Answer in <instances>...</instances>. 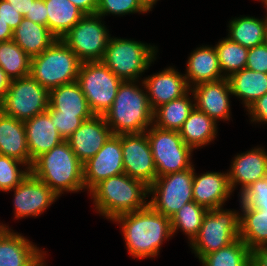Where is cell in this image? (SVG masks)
<instances>
[{
    "label": "cell",
    "mask_w": 267,
    "mask_h": 266,
    "mask_svg": "<svg viewBox=\"0 0 267 266\" xmlns=\"http://www.w3.org/2000/svg\"><path fill=\"white\" fill-rule=\"evenodd\" d=\"M152 9L144 0H98L96 14L105 19L108 15L126 16L130 14L150 13Z\"/></svg>",
    "instance_id": "74e56055"
},
{
    "label": "cell",
    "mask_w": 267,
    "mask_h": 266,
    "mask_svg": "<svg viewBox=\"0 0 267 266\" xmlns=\"http://www.w3.org/2000/svg\"><path fill=\"white\" fill-rule=\"evenodd\" d=\"M154 111L142 80L123 81L104 118L112 134L144 133L153 124Z\"/></svg>",
    "instance_id": "3957f363"
},
{
    "label": "cell",
    "mask_w": 267,
    "mask_h": 266,
    "mask_svg": "<svg viewBox=\"0 0 267 266\" xmlns=\"http://www.w3.org/2000/svg\"><path fill=\"white\" fill-rule=\"evenodd\" d=\"M246 111L251 124H267V93L253 102Z\"/></svg>",
    "instance_id": "b9f144b4"
},
{
    "label": "cell",
    "mask_w": 267,
    "mask_h": 266,
    "mask_svg": "<svg viewBox=\"0 0 267 266\" xmlns=\"http://www.w3.org/2000/svg\"><path fill=\"white\" fill-rule=\"evenodd\" d=\"M111 135L104 116L94 115L84 121L67 141L76 157L84 164L99 152Z\"/></svg>",
    "instance_id": "d6986e66"
},
{
    "label": "cell",
    "mask_w": 267,
    "mask_h": 266,
    "mask_svg": "<svg viewBox=\"0 0 267 266\" xmlns=\"http://www.w3.org/2000/svg\"><path fill=\"white\" fill-rule=\"evenodd\" d=\"M13 30L0 18V42L12 40Z\"/></svg>",
    "instance_id": "681fc988"
},
{
    "label": "cell",
    "mask_w": 267,
    "mask_h": 266,
    "mask_svg": "<svg viewBox=\"0 0 267 266\" xmlns=\"http://www.w3.org/2000/svg\"><path fill=\"white\" fill-rule=\"evenodd\" d=\"M194 165L187 170L157 177L149 186L148 204L157 212L171 218L183 205L193 199Z\"/></svg>",
    "instance_id": "30bf717a"
},
{
    "label": "cell",
    "mask_w": 267,
    "mask_h": 266,
    "mask_svg": "<svg viewBox=\"0 0 267 266\" xmlns=\"http://www.w3.org/2000/svg\"><path fill=\"white\" fill-rule=\"evenodd\" d=\"M264 18L240 15L228 21L227 36L230 40L246 47L253 48L265 43L267 13Z\"/></svg>",
    "instance_id": "f1b7e54d"
},
{
    "label": "cell",
    "mask_w": 267,
    "mask_h": 266,
    "mask_svg": "<svg viewBox=\"0 0 267 266\" xmlns=\"http://www.w3.org/2000/svg\"><path fill=\"white\" fill-rule=\"evenodd\" d=\"M76 81L97 116H104L110 109L123 82L102 61L83 62Z\"/></svg>",
    "instance_id": "ba28073f"
},
{
    "label": "cell",
    "mask_w": 267,
    "mask_h": 266,
    "mask_svg": "<svg viewBox=\"0 0 267 266\" xmlns=\"http://www.w3.org/2000/svg\"><path fill=\"white\" fill-rule=\"evenodd\" d=\"M49 106V91L30 75L10 82L0 111L17 120L25 121L44 113Z\"/></svg>",
    "instance_id": "7c38bea8"
},
{
    "label": "cell",
    "mask_w": 267,
    "mask_h": 266,
    "mask_svg": "<svg viewBox=\"0 0 267 266\" xmlns=\"http://www.w3.org/2000/svg\"><path fill=\"white\" fill-rule=\"evenodd\" d=\"M49 105L59 115L93 117L87 99L77 81L63 84L49 91Z\"/></svg>",
    "instance_id": "d4e9b609"
},
{
    "label": "cell",
    "mask_w": 267,
    "mask_h": 266,
    "mask_svg": "<svg viewBox=\"0 0 267 266\" xmlns=\"http://www.w3.org/2000/svg\"><path fill=\"white\" fill-rule=\"evenodd\" d=\"M47 259V257L45 256L36 266H48V265H46L47 263H46V259Z\"/></svg>",
    "instance_id": "f5cc1de1"
},
{
    "label": "cell",
    "mask_w": 267,
    "mask_h": 266,
    "mask_svg": "<svg viewBox=\"0 0 267 266\" xmlns=\"http://www.w3.org/2000/svg\"><path fill=\"white\" fill-rule=\"evenodd\" d=\"M11 79L6 75L3 69L0 68V103L4 100L9 89Z\"/></svg>",
    "instance_id": "c3c4849f"
},
{
    "label": "cell",
    "mask_w": 267,
    "mask_h": 266,
    "mask_svg": "<svg viewBox=\"0 0 267 266\" xmlns=\"http://www.w3.org/2000/svg\"><path fill=\"white\" fill-rule=\"evenodd\" d=\"M251 261L252 251L240 238L199 260L201 266H251Z\"/></svg>",
    "instance_id": "d6a6232c"
},
{
    "label": "cell",
    "mask_w": 267,
    "mask_h": 266,
    "mask_svg": "<svg viewBox=\"0 0 267 266\" xmlns=\"http://www.w3.org/2000/svg\"><path fill=\"white\" fill-rule=\"evenodd\" d=\"M160 0H144V2L151 8H154V5L156 6V3Z\"/></svg>",
    "instance_id": "816d5d0a"
},
{
    "label": "cell",
    "mask_w": 267,
    "mask_h": 266,
    "mask_svg": "<svg viewBox=\"0 0 267 266\" xmlns=\"http://www.w3.org/2000/svg\"><path fill=\"white\" fill-rule=\"evenodd\" d=\"M143 83L153 111L158 107L178 99L189 90L185 75L175 66H168L164 70L143 77Z\"/></svg>",
    "instance_id": "e0dca14e"
},
{
    "label": "cell",
    "mask_w": 267,
    "mask_h": 266,
    "mask_svg": "<svg viewBox=\"0 0 267 266\" xmlns=\"http://www.w3.org/2000/svg\"><path fill=\"white\" fill-rule=\"evenodd\" d=\"M214 47L217 52L219 67L225 78L245 68L248 48L228 37L221 38Z\"/></svg>",
    "instance_id": "d590c367"
},
{
    "label": "cell",
    "mask_w": 267,
    "mask_h": 266,
    "mask_svg": "<svg viewBox=\"0 0 267 266\" xmlns=\"http://www.w3.org/2000/svg\"><path fill=\"white\" fill-rule=\"evenodd\" d=\"M178 132L186 145L198 150L217 138L218 123L194 108Z\"/></svg>",
    "instance_id": "484cf974"
},
{
    "label": "cell",
    "mask_w": 267,
    "mask_h": 266,
    "mask_svg": "<svg viewBox=\"0 0 267 266\" xmlns=\"http://www.w3.org/2000/svg\"><path fill=\"white\" fill-rule=\"evenodd\" d=\"M30 62L31 57L13 40L0 42V68L11 80L28 76Z\"/></svg>",
    "instance_id": "e575fe53"
},
{
    "label": "cell",
    "mask_w": 267,
    "mask_h": 266,
    "mask_svg": "<svg viewBox=\"0 0 267 266\" xmlns=\"http://www.w3.org/2000/svg\"><path fill=\"white\" fill-rule=\"evenodd\" d=\"M266 9L265 11L267 12V7H264ZM265 43L267 44V23H266V32H265Z\"/></svg>",
    "instance_id": "db71d44e"
},
{
    "label": "cell",
    "mask_w": 267,
    "mask_h": 266,
    "mask_svg": "<svg viewBox=\"0 0 267 266\" xmlns=\"http://www.w3.org/2000/svg\"><path fill=\"white\" fill-rule=\"evenodd\" d=\"M95 211L109 221L148 205L149 186L123 173L96 184L89 192Z\"/></svg>",
    "instance_id": "7a4b0ae2"
},
{
    "label": "cell",
    "mask_w": 267,
    "mask_h": 266,
    "mask_svg": "<svg viewBox=\"0 0 267 266\" xmlns=\"http://www.w3.org/2000/svg\"><path fill=\"white\" fill-rule=\"evenodd\" d=\"M190 90L194 96V106L217 123L231 120V97L233 96L227 78L200 83ZM220 120V121H219Z\"/></svg>",
    "instance_id": "2e32d148"
},
{
    "label": "cell",
    "mask_w": 267,
    "mask_h": 266,
    "mask_svg": "<svg viewBox=\"0 0 267 266\" xmlns=\"http://www.w3.org/2000/svg\"><path fill=\"white\" fill-rule=\"evenodd\" d=\"M158 52L155 44L110 36L101 61L121 80L138 81L143 80Z\"/></svg>",
    "instance_id": "5b68a950"
},
{
    "label": "cell",
    "mask_w": 267,
    "mask_h": 266,
    "mask_svg": "<svg viewBox=\"0 0 267 266\" xmlns=\"http://www.w3.org/2000/svg\"><path fill=\"white\" fill-rule=\"evenodd\" d=\"M21 167V168H20ZM30 173V168L23 162L0 154V191L10 193Z\"/></svg>",
    "instance_id": "8d00e7d4"
},
{
    "label": "cell",
    "mask_w": 267,
    "mask_h": 266,
    "mask_svg": "<svg viewBox=\"0 0 267 266\" xmlns=\"http://www.w3.org/2000/svg\"><path fill=\"white\" fill-rule=\"evenodd\" d=\"M51 116V122L55 125L60 136L67 140L73 132H75L81 124L92 117H76L75 115H59L50 105L48 110Z\"/></svg>",
    "instance_id": "ab89813d"
},
{
    "label": "cell",
    "mask_w": 267,
    "mask_h": 266,
    "mask_svg": "<svg viewBox=\"0 0 267 266\" xmlns=\"http://www.w3.org/2000/svg\"><path fill=\"white\" fill-rule=\"evenodd\" d=\"M147 134L157 177L190 169L193 166V149L186 145L178 131L160 129L153 124Z\"/></svg>",
    "instance_id": "9c48e42d"
},
{
    "label": "cell",
    "mask_w": 267,
    "mask_h": 266,
    "mask_svg": "<svg viewBox=\"0 0 267 266\" xmlns=\"http://www.w3.org/2000/svg\"><path fill=\"white\" fill-rule=\"evenodd\" d=\"M207 211V208L197 204L195 201L183 205V207L171 217L173 236L180 230V232H183V234L187 236L189 240L188 244H190L197 236Z\"/></svg>",
    "instance_id": "836d02e7"
},
{
    "label": "cell",
    "mask_w": 267,
    "mask_h": 266,
    "mask_svg": "<svg viewBox=\"0 0 267 266\" xmlns=\"http://www.w3.org/2000/svg\"><path fill=\"white\" fill-rule=\"evenodd\" d=\"M84 14H95L98 8V0H69Z\"/></svg>",
    "instance_id": "bcb514c9"
},
{
    "label": "cell",
    "mask_w": 267,
    "mask_h": 266,
    "mask_svg": "<svg viewBox=\"0 0 267 266\" xmlns=\"http://www.w3.org/2000/svg\"><path fill=\"white\" fill-rule=\"evenodd\" d=\"M14 7L18 12H20L23 17L27 15L29 7L34 0H6Z\"/></svg>",
    "instance_id": "7dc6e473"
},
{
    "label": "cell",
    "mask_w": 267,
    "mask_h": 266,
    "mask_svg": "<svg viewBox=\"0 0 267 266\" xmlns=\"http://www.w3.org/2000/svg\"><path fill=\"white\" fill-rule=\"evenodd\" d=\"M24 126L30 155V168L37 157L64 141L51 122L48 111L25 120Z\"/></svg>",
    "instance_id": "7402d4cb"
},
{
    "label": "cell",
    "mask_w": 267,
    "mask_h": 266,
    "mask_svg": "<svg viewBox=\"0 0 267 266\" xmlns=\"http://www.w3.org/2000/svg\"><path fill=\"white\" fill-rule=\"evenodd\" d=\"M240 211L224 207L209 209L204 216L197 236L189 244L192 253L200 260L239 238Z\"/></svg>",
    "instance_id": "52a82bcc"
},
{
    "label": "cell",
    "mask_w": 267,
    "mask_h": 266,
    "mask_svg": "<svg viewBox=\"0 0 267 266\" xmlns=\"http://www.w3.org/2000/svg\"><path fill=\"white\" fill-rule=\"evenodd\" d=\"M81 64L78 56L57 39L40 55L31 58L29 75L50 91L76 81Z\"/></svg>",
    "instance_id": "8992f818"
},
{
    "label": "cell",
    "mask_w": 267,
    "mask_h": 266,
    "mask_svg": "<svg viewBox=\"0 0 267 266\" xmlns=\"http://www.w3.org/2000/svg\"><path fill=\"white\" fill-rule=\"evenodd\" d=\"M238 197L239 205H248L255 209H267V177L250 184Z\"/></svg>",
    "instance_id": "f35d334b"
},
{
    "label": "cell",
    "mask_w": 267,
    "mask_h": 266,
    "mask_svg": "<svg viewBox=\"0 0 267 266\" xmlns=\"http://www.w3.org/2000/svg\"><path fill=\"white\" fill-rule=\"evenodd\" d=\"M111 222L119 225L127 253L136 260L157 257L163 242L173 237L171 218L155 211L149 204Z\"/></svg>",
    "instance_id": "6da1fadb"
},
{
    "label": "cell",
    "mask_w": 267,
    "mask_h": 266,
    "mask_svg": "<svg viewBox=\"0 0 267 266\" xmlns=\"http://www.w3.org/2000/svg\"><path fill=\"white\" fill-rule=\"evenodd\" d=\"M229 167L227 172L231 190L234 192L239 185V195L253 182L267 177V150L256 146L245 153H238Z\"/></svg>",
    "instance_id": "ac0fdd59"
},
{
    "label": "cell",
    "mask_w": 267,
    "mask_h": 266,
    "mask_svg": "<svg viewBox=\"0 0 267 266\" xmlns=\"http://www.w3.org/2000/svg\"><path fill=\"white\" fill-rule=\"evenodd\" d=\"M193 199L205 208L224 207L234 194L231 190L228 172L207 171L197 174L194 166Z\"/></svg>",
    "instance_id": "ffe728a7"
},
{
    "label": "cell",
    "mask_w": 267,
    "mask_h": 266,
    "mask_svg": "<svg viewBox=\"0 0 267 266\" xmlns=\"http://www.w3.org/2000/svg\"><path fill=\"white\" fill-rule=\"evenodd\" d=\"M239 238L248 248L254 249L267 245V209L250 208L240 205Z\"/></svg>",
    "instance_id": "f546056e"
},
{
    "label": "cell",
    "mask_w": 267,
    "mask_h": 266,
    "mask_svg": "<svg viewBox=\"0 0 267 266\" xmlns=\"http://www.w3.org/2000/svg\"><path fill=\"white\" fill-rule=\"evenodd\" d=\"M104 18L85 14L61 40L83 62L101 61L111 34Z\"/></svg>",
    "instance_id": "8fae6325"
},
{
    "label": "cell",
    "mask_w": 267,
    "mask_h": 266,
    "mask_svg": "<svg viewBox=\"0 0 267 266\" xmlns=\"http://www.w3.org/2000/svg\"><path fill=\"white\" fill-rule=\"evenodd\" d=\"M124 173L121 135L112 134L99 152L83 164L87 193L100 181Z\"/></svg>",
    "instance_id": "9a60e30c"
},
{
    "label": "cell",
    "mask_w": 267,
    "mask_h": 266,
    "mask_svg": "<svg viewBox=\"0 0 267 266\" xmlns=\"http://www.w3.org/2000/svg\"><path fill=\"white\" fill-rule=\"evenodd\" d=\"M12 40L32 58L49 48L57 38L47 26L23 17L18 27L13 30Z\"/></svg>",
    "instance_id": "4316f807"
},
{
    "label": "cell",
    "mask_w": 267,
    "mask_h": 266,
    "mask_svg": "<svg viewBox=\"0 0 267 266\" xmlns=\"http://www.w3.org/2000/svg\"><path fill=\"white\" fill-rule=\"evenodd\" d=\"M25 18L44 26H47V12L44 0H34Z\"/></svg>",
    "instance_id": "ee69618b"
},
{
    "label": "cell",
    "mask_w": 267,
    "mask_h": 266,
    "mask_svg": "<svg viewBox=\"0 0 267 266\" xmlns=\"http://www.w3.org/2000/svg\"><path fill=\"white\" fill-rule=\"evenodd\" d=\"M251 266H267V245L260 246L252 251Z\"/></svg>",
    "instance_id": "f6af8a7d"
},
{
    "label": "cell",
    "mask_w": 267,
    "mask_h": 266,
    "mask_svg": "<svg viewBox=\"0 0 267 266\" xmlns=\"http://www.w3.org/2000/svg\"><path fill=\"white\" fill-rule=\"evenodd\" d=\"M10 191L14 192L13 219L16 220L26 217H38L59 199L55 192L31 173Z\"/></svg>",
    "instance_id": "5bb4252c"
},
{
    "label": "cell",
    "mask_w": 267,
    "mask_h": 266,
    "mask_svg": "<svg viewBox=\"0 0 267 266\" xmlns=\"http://www.w3.org/2000/svg\"><path fill=\"white\" fill-rule=\"evenodd\" d=\"M47 255V251L13 229L0 239V266H36Z\"/></svg>",
    "instance_id": "44dd1931"
},
{
    "label": "cell",
    "mask_w": 267,
    "mask_h": 266,
    "mask_svg": "<svg viewBox=\"0 0 267 266\" xmlns=\"http://www.w3.org/2000/svg\"><path fill=\"white\" fill-rule=\"evenodd\" d=\"M0 154L15 158L30 168V155L24 121L0 111Z\"/></svg>",
    "instance_id": "cb8c5ba5"
},
{
    "label": "cell",
    "mask_w": 267,
    "mask_h": 266,
    "mask_svg": "<svg viewBox=\"0 0 267 266\" xmlns=\"http://www.w3.org/2000/svg\"><path fill=\"white\" fill-rule=\"evenodd\" d=\"M260 1L264 7H267V0H259L258 2Z\"/></svg>",
    "instance_id": "11a10c76"
},
{
    "label": "cell",
    "mask_w": 267,
    "mask_h": 266,
    "mask_svg": "<svg viewBox=\"0 0 267 266\" xmlns=\"http://www.w3.org/2000/svg\"><path fill=\"white\" fill-rule=\"evenodd\" d=\"M245 68L267 74V44L248 49Z\"/></svg>",
    "instance_id": "60d3db41"
},
{
    "label": "cell",
    "mask_w": 267,
    "mask_h": 266,
    "mask_svg": "<svg viewBox=\"0 0 267 266\" xmlns=\"http://www.w3.org/2000/svg\"><path fill=\"white\" fill-rule=\"evenodd\" d=\"M47 27L61 39L85 14L69 0H44Z\"/></svg>",
    "instance_id": "1f68e13d"
},
{
    "label": "cell",
    "mask_w": 267,
    "mask_h": 266,
    "mask_svg": "<svg viewBox=\"0 0 267 266\" xmlns=\"http://www.w3.org/2000/svg\"><path fill=\"white\" fill-rule=\"evenodd\" d=\"M233 97L242 100L245 110L267 93V74L247 68L233 73L228 78Z\"/></svg>",
    "instance_id": "83f0119b"
},
{
    "label": "cell",
    "mask_w": 267,
    "mask_h": 266,
    "mask_svg": "<svg viewBox=\"0 0 267 266\" xmlns=\"http://www.w3.org/2000/svg\"><path fill=\"white\" fill-rule=\"evenodd\" d=\"M194 108V96L189 90L182 97L158 107L154 111L153 125L164 130L179 131Z\"/></svg>",
    "instance_id": "4dcf8cb0"
},
{
    "label": "cell",
    "mask_w": 267,
    "mask_h": 266,
    "mask_svg": "<svg viewBox=\"0 0 267 266\" xmlns=\"http://www.w3.org/2000/svg\"><path fill=\"white\" fill-rule=\"evenodd\" d=\"M7 225L8 224H4L3 222H0V239L12 229L9 225L8 226Z\"/></svg>",
    "instance_id": "f907efd6"
},
{
    "label": "cell",
    "mask_w": 267,
    "mask_h": 266,
    "mask_svg": "<svg viewBox=\"0 0 267 266\" xmlns=\"http://www.w3.org/2000/svg\"><path fill=\"white\" fill-rule=\"evenodd\" d=\"M0 18L5 21L12 30H15L22 21L23 15L6 0H0Z\"/></svg>",
    "instance_id": "7bdbcfd3"
},
{
    "label": "cell",
    "mask_w": 267,
    "mask_h": 266,
    "mask_svg": "<svg viewBox=\"0 0 267 266\" xmlns=\"http://www.w3.org/2000/svg\"><path fill=\"white\" fill-rule=\"evenodd\" d=\"M124 173L150 186L157 171L147 134H121Z\"/></svg>",
    "instance_id": "4fadbf2b"
},
{
    "label": "cell",
    "mask_w": 267,
    "mask_h": 266,
    "mask_svg": "<svg viewBox=\"0 0 267 266\" xmlns=\"http://www.w3.org/2000/svg\"><path fill=\"white\" fill-rule=\"evenodd\" d=\"M185 78L189 88L200 83L218 81L225 78L219 67L216 49L213 45H202L188 56Z\"/></svg>",
    "instance_id": "603a6c76"
},
{
    "label": "cell",
    "mask_w": 267,
    "mask_h": 266,
    "mask_svg": "<svg viewBox=\"0 0 267 266\" xmlns=\"http://www.w3.org/2000/svg\"><path fill=\"white\" fill-rule=\"evenodd\" d=\"M30 173L44 182L59 197L85 191L83 163L76 157L67 140L37 157Z\"/></svg>",
    "instance_id": "277c9868"
}]
</instances>
